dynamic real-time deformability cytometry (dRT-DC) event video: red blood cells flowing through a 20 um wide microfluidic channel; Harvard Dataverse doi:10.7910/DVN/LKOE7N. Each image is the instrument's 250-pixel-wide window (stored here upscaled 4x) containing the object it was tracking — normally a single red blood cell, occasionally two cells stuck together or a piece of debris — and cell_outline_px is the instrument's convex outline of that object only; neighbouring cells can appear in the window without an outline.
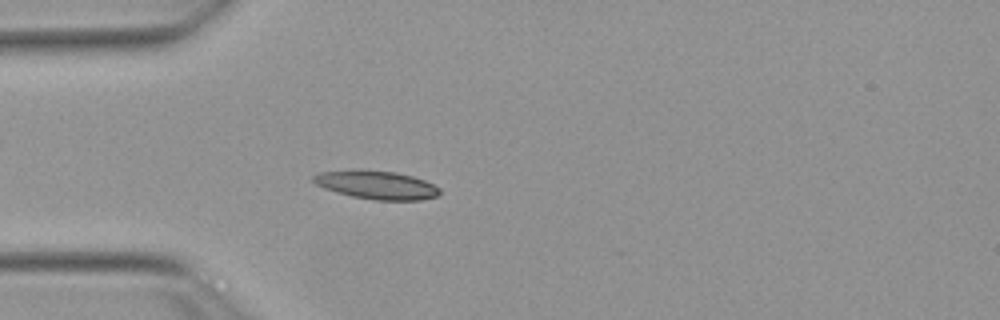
{"species": "Egyptian fruit bat (a non-hibernating species)", "species_latin": "Rousettus aegyptiacus", "temperature_condition": "warm", "stored_images_in_passage": 14, "camera_frame_rate_fps": 3000, "um_per_image_px": 0.085, "animal": {"sex": "female"}, "frame": {"image": 1, "passage_image": 7, "time_ms": 2.0, "image_size_px": [1000, 320], "cell_outline_px": [[440, 192], [436, 196], [420, 200], [376, 200], [352, 196], [336, 192], [324, 188], [316, 184], [312, 180], [312, 176], [320, 172], [360, 168], [396, 172], [412, 176], [424, 180], [440, 188]], "centroid_in_image_um": [31.97, 15.69], "position_along_channel_um": 53.0, "area_um2": 21.1}}
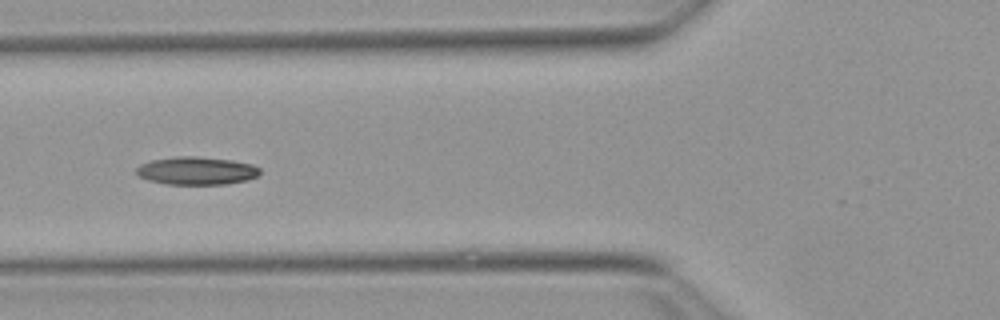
{"frame": {"image": 2, "passage_image": 12, "time_ms": 3.667, "image_size_px": [1000, 320], "cell_outline_px": [[260, 172], [256, 176], [248, 180], [224, 184], [164, 184], [148, 180], [140, 176], [136, 172], [136, 168], [140, 164], [152, 160], [176, 156], [196, 156], [232, 160], [252, 164], [260, 168]], "centroid_in_image_um": [16.7, 14.51], "position_along_channel_um": 109.1, "area_um2": 20.11}}